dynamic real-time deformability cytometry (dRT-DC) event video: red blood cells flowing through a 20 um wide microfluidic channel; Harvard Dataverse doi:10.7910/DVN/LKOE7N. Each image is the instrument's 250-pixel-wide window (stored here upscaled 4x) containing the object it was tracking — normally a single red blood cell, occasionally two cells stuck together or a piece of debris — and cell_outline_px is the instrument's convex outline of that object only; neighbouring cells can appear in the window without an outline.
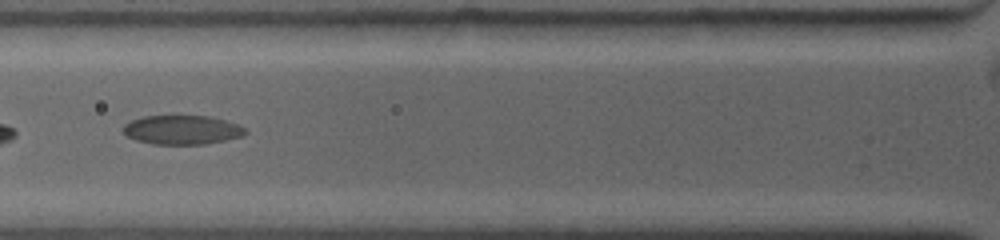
{"species": "common noctule bat (a hibernating species)", "species_latin": "Nyctalus noctula", "temperature_condition": "warm", "stored_images_in_passage": 19, "camera_frame_rate_fps": 4500, "um_per_image_px": 0.085, "animal": {"sex": "female", "body_mass_g": 19.0, "forearm_length_mm": 53.3}, "frame": {"image": 1, "passage_image": 4, "time_ms": 2.0, "image_size_px": [1000, 240], "cell_outline_px": [[244, 132], [240, 136], [224, 140], [204, 144], [152, 144], [136, 140], [128, 136], [124, 132], [124, 124], [132, 120], [144, 116], [204, 116], [224, 120], [236, 124], [244, 128]], "centroid_in_image_um": [15.41, 11.04], "position_along_channel_um": 110.4, "area_um2": 20.23}}
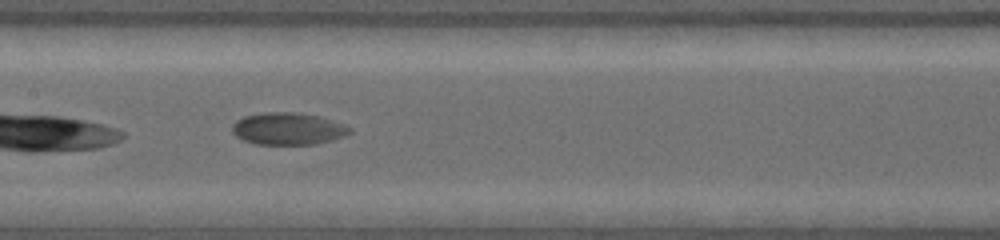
{"frame": {"image": 2, "passage_image": 9, "time_ms": 4.0, "image_size_px": [1000, 240], "cell_outline_px": [[352, 132], [344, 136], [332, 140], [316, 144], [256, 144], [244, 140], [236, 136], [232, 132], [232, 124], [236, 120], [244, 116], [268, 112], [292, 112], [320, 116], [352, 128]], "centroid_in_image_um": [24.47, 10.94], "position_along_channel_um": 182.9, "area_um2": 21.91}}
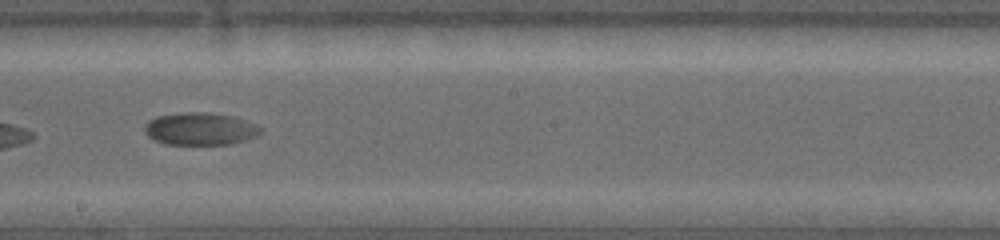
{"frame": {"image": 3, "passage_image": 11, "time_ms": 5.333, "image_size_px": [1000, 240], "cell_outline_px": [[260, 132], [256, 136], [232, 144], [164, 144], [152, 140], [144, 132], [144, 128], [148, 120], [156, 116], [188, 112], [204, 112], [232, 116], [256, 124], [260, 128]], "centroid_in_image_um": [16.96, 10.96], "position_along_channel_um": 231.2, "area_um2": 21.85}, "authors_computed_cell_mechanics": {"area_um2": 21.9062, "velocity_mm_per_s": 3.6308, "shape_relaxation_time_tau1_ms": 5.8054, "shape_relaxation_time_tau2_ms": null, "deformation_change_tau1": 0.0975, "deformation_change_tau2": null}}